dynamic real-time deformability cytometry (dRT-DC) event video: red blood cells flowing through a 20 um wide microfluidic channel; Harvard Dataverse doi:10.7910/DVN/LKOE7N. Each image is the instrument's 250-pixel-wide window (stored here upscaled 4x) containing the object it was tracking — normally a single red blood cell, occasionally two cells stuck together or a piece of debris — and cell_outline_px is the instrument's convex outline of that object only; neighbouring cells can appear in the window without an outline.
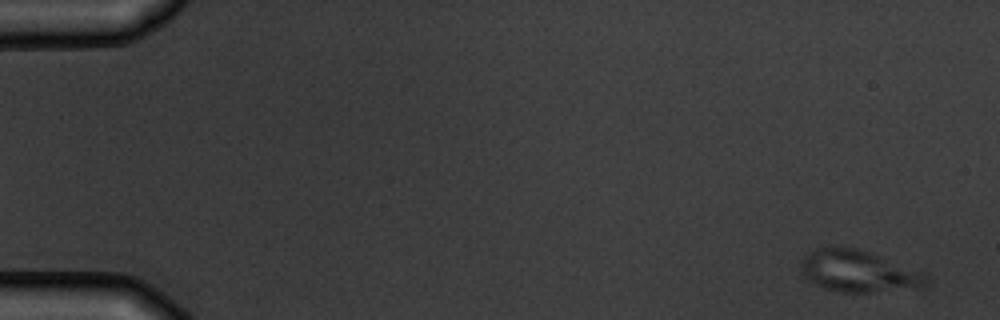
{"species": "common noctule bat (a hibernating species)", "species_latin": "Nyctalus noctula", "temperature_condition": "warm", "stored_images_in_passage": 6, "camera_frame_rate_fps": 3000, "um_per_image_px": 0.085, "animal": {"sex": "male", "body_mass_g": 19.5, "forearm_length_mm": 54.6}, "frame": {"image": 1, "passage_image": 1, "time_ms": 0.0, "image_size_px": [1000, 320], "cell_outline_px": [[928, 284], [924, 288], [872, 292], [840, 292], [824, 288], [808, 280], [804, 276], [800, 264], [804, 256], [808, 252], [816, 248], [832, 244], [856, 248], [872, 252], [920, 272], [928, 276]], "centroid_in_image_um": [72.95, 23.03], "position_along_channel_um": 12.1, "area_um2": 30.92}}